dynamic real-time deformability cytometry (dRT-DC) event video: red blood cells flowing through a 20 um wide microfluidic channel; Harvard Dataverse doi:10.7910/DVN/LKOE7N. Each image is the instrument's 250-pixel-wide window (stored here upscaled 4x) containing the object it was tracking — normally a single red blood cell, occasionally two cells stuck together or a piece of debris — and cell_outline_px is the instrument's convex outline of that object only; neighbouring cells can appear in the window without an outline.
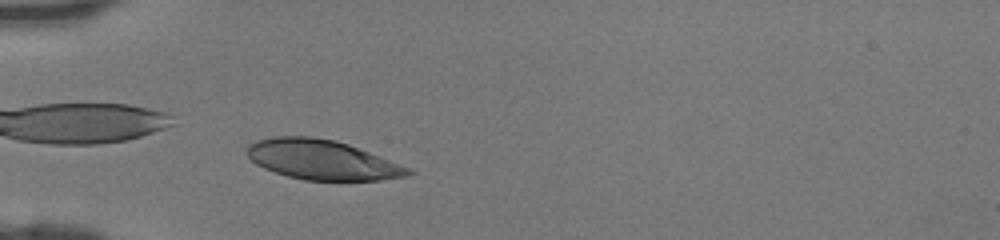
{"species": "human", "species_latin": "Homo sapiens", "temperature_condition": "room temperature", "stored_images_in_passage": 33, "camera_frame_rate_fps": 3000, "um_per_image_px": 0.085, "donor": {"sex": "female"}, "frame": {"image": 1, "passage_image": 5, "time_ms": 1.333, "image_size_px": [1000, 240], "cell_outline_px": [[416, 172], [404, 176], [380, 180], [304, 180], [288, 176], [264, 168], [256, 164], [248, 156], [248, 144], [256, 140], [276, 136], [312, 136], [336, 140], [348, 144], [408, 168]], "centroid_in_image_um": [27.33, 13.57], "position_along_channel_um": 57.7, "area_um2": 36.82}}
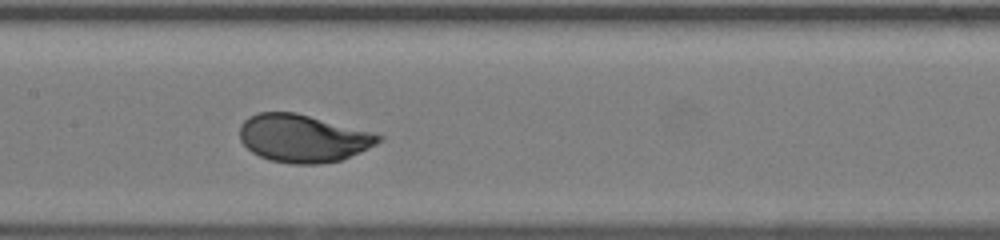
{"frame": {"image": 2, "passage_image": 14, "time_ms": 4.333, "image_size_px": [1000, 240], "cell_outline_px": [[384, 140], [360, 152], [340, 160], [316, 164], [292, 164], [268, 160], [252, 152], [240, 140], [240, 124], [248, 116], [260, 112], [296, 112], [384, 136]], "centroid_in_image_um": [25.72, 11.76], "position_along_channel_um": 181.7, "area_um2": 38.38}}
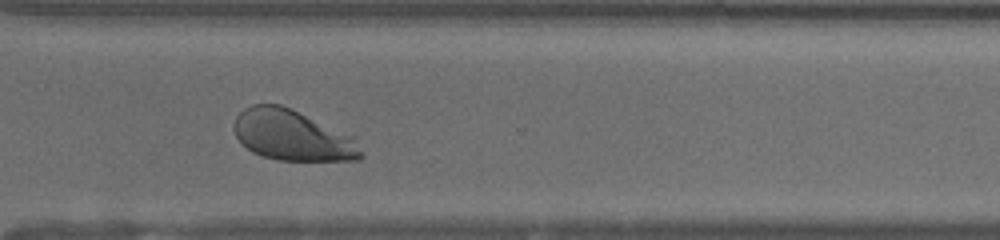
{"frame": {"image": 3, "passage_image": 25, "time_ms": 8.0, "image_size_px": [1000, 240], "cell_outline_px": [[364, 156], [360, 160], [276, 160], [252, 152], [236, 136], [232, 128], [232, 124], [236, 116], [244, 108], [252, 104], [280, 104], [356, 136]], "centroid_in_image_um": [24.88, 11.5], "position_along_channel_um": 345.7, "area_um2": 37.74}}